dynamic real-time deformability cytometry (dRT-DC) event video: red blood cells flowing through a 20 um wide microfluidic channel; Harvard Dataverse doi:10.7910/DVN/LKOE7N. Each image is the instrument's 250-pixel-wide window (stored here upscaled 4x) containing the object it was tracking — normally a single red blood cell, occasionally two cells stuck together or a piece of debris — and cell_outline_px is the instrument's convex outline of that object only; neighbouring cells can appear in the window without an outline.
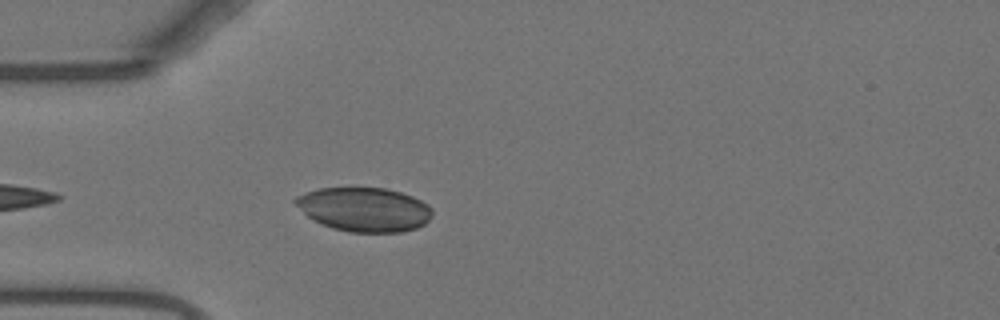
{"species": "Egyptian fruit bat (a non-hibernating species)", "species_latin": "Rousettus aegyptiacus", "temperature_condition": "warm", "stored_images_in_passage": 8, "camera_frame_rate_fps": 3000, "um_per_image_px": 0.085, "animal": {"sex": "female"}, "frame": {"image": 1, "passage_image": 4, "time_ms": 1.0, "image_size_px": [1000, 320], "cell_outline_px": [[432, 216], [424, 224], [416, 228], [400, 232], [348, 232], [332, 228], [320, 224], [312, 220], [292, 200], [296, 196], [320, 188], [388, 188], [412, 196], [428, 204], [432, 208]], "centroid_in_image_um": [30.97, 17.8], "position_along_channel_um": 54.0, "area_um2": 35.14}}